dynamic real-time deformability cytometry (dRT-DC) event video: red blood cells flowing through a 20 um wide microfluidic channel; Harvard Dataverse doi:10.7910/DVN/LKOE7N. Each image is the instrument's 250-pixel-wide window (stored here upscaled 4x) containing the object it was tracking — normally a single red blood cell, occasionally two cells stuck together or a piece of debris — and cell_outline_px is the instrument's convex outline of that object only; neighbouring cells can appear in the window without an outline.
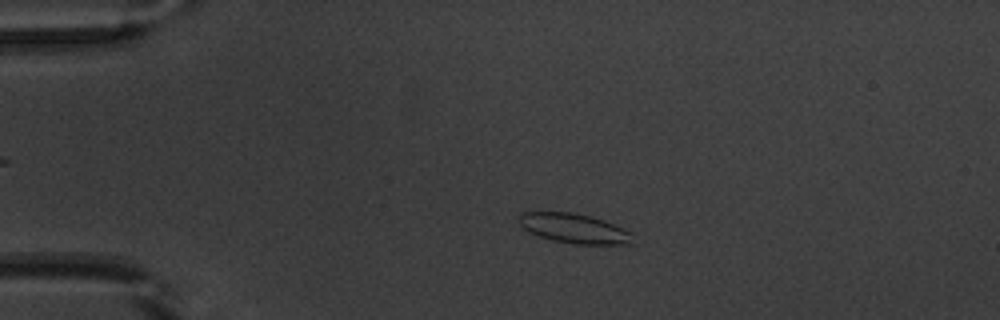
{"species": "common noctule bat (a hibernating species)", "species_latin": "Nyctalus noctula", "temperature_condition": "warm", "stored_images_in_passage": 52, "camera_frame_rate_fps": 3000, "um_per_image_px": 0.085, "animal": {"sex": "male", "body_mass_g": 20.1, "forearm_length_mm": 53.5}, "frame": {"image": 1, "passage_image": 11, "time_ms": 3.333, "image_size_px": [1000, 320], "cell_outline_px": [[636, 244], [576, 244], [552, 240], [528, 232], [516, 220], [520, 212], [572, 212], [592, 216], [604, 220], [632, 232]], "centroid_in_image_um": [48.82, 19.41], "position_along_channel_um": 36.2, "area_um2": 19.94}}
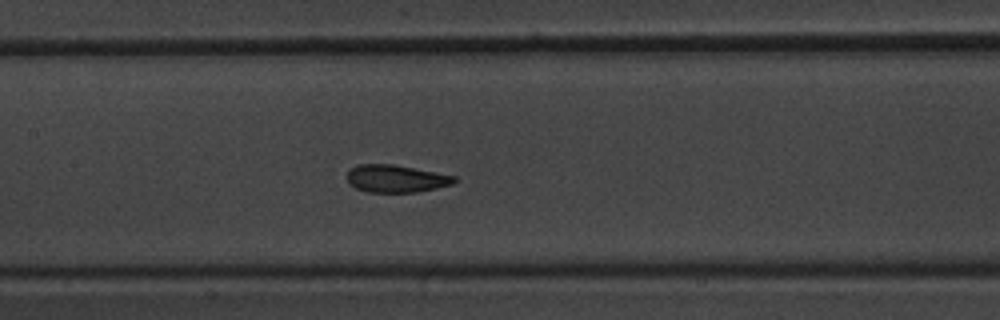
{"frame": {"image": 2, "passage_image": 25, "time_ms": 8.0, "image_size_px": [1000, 320], "cell_outline_px": [[456, 180], [452, 184], [436, 188], [416, 192], [368, 192], [356, 188], [348, 184], [348, 172], [356, 164], [392, 164], [436, 172], [456, 176]], "centroid_in_image_um": [33.65, 15.18], "position_along_channel_um": 173.8, "area_um2": 17.11}}
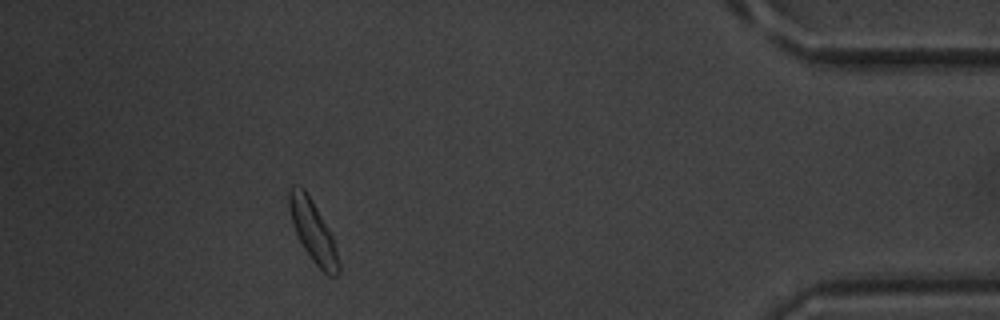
{"frame": {"image": 3, "passage_image": 47, "time_ms": 15.333, "image_size_px": [1000, 320], "cell_outline_px": [[340, 272], [336, 276], [328, 276], [312, 260], [304, 248], [292, 224], [288, 204], [288, 188], [292, 184], [304, 188], [312, 200], [328, 228], [332, 236], [340, 264]], "centroid_in_image_um": [26.59, 19.63], "position_along_channel_um": 408.6, "area_um2": 17.57}, "authors_computed_cell_mechanics": {"area_um2": 17.6868, "velocity_mm_per_s": 3.8722, "shape_relaxation_time_tau1_ms": 2.3995, "shape_relaxation_time_tau2_ms": 1.6497, "deformation_change_tau1": 0.1016, "deformation_change_tau2": 0.058}}